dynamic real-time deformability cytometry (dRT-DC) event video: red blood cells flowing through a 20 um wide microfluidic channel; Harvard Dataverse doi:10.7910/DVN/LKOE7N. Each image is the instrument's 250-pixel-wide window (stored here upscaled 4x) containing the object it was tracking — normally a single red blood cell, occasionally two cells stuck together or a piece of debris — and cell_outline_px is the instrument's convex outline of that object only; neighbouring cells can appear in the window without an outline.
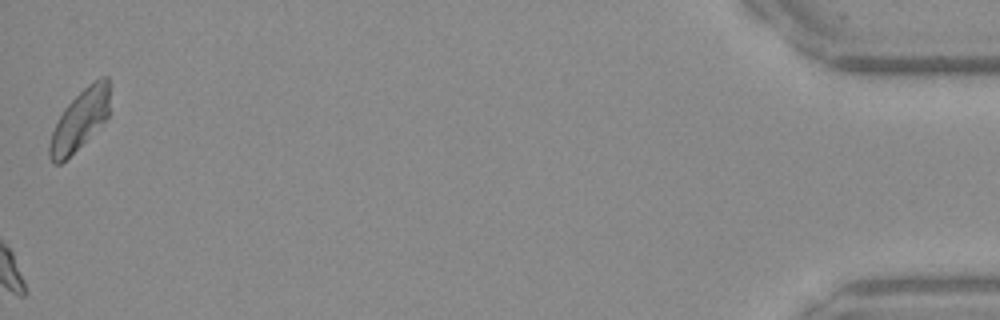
{"species": "Egyptian fruit bat (a non-hibernating species)", "species_latin": "Rousettus aegyptiacus", "temperature_condition": "warm", "stored_images_in_passage": 43, "camera_frame_rate_fps": 3000, "um_per_image_px": 0.085, "frame": {"image": 1, "passage_image": 43, "time_ms": 14.0, "image_size_px": [1000, 320], "cell_outline_px": [[112, 88], [108, 116], [60, 164], [52, 164], [48, 156], [48, 144], [52, 132], [64, 108], [88, 84], [104, 76], [108, 76]], "centroid_in_image_um": [6.8, 10.14], "position_along_channel_um": 428.4, "area_um2": 20.75}}